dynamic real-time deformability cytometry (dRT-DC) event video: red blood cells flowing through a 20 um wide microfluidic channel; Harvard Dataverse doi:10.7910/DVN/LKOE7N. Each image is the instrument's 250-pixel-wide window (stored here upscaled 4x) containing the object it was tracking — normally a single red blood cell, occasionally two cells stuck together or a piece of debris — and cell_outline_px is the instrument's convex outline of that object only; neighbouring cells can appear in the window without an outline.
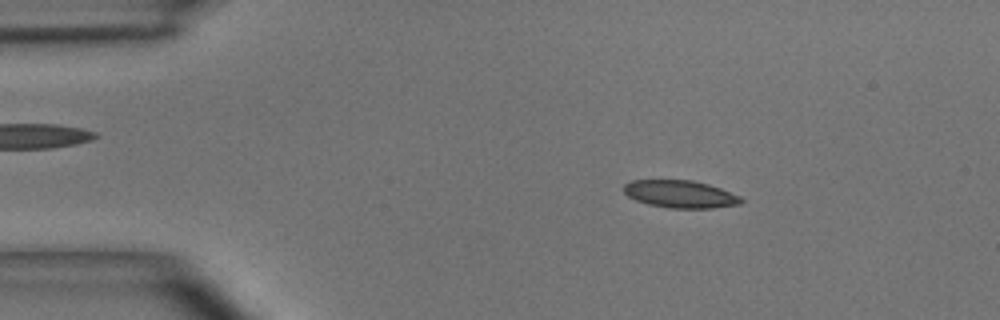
{"species": "common noctule bat (a hibernating species)", "species_latin": "Nyctalus noctula", "temperature_condition": "room temperature", "stored_images_in_passage": 42, "camera_frame_rate_fps": 3000, "um_per_image_px": 0.085, "animal": {"sex": "male", "body_mass_g": 15.6}, "frame": {"image": 1, "passage_image": 1, "time_ms": 0.0, "image_size_px": [1000, 320], "cell_outline_px": [[744, 200], [740, 204], [712, 208], [668, 208], [648, 204], [636, 200], [628, 196], [624, 192], [624, 184], [632, 180], [692, 180], [708, 184], [720, 188], [740, 196]], "centroid_in_image_um": [57.82, 16.5], "position_along_channel_um": 27.2, "area_um2": 18.79}}
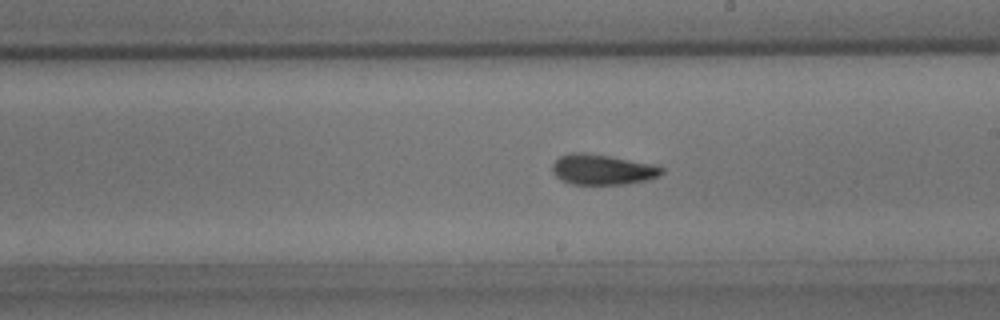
{"frame": {"image": 2, "passage_image": 21, "time_ms": 6.667, "image_size_px": [1000, 320], "cell_outline_px": [[664, 172], [656, 176], [644, 180], [624, 184], [572, 184], [560, 180], [552, 172], [552, 164], [560, 156], [568, 152], [584, 152], [656, 164], [664, 168]], "centroid_in_image_um": [51.17, 14.4], "position_along_channel_um": 237.8, "area_um2": 19.36}}
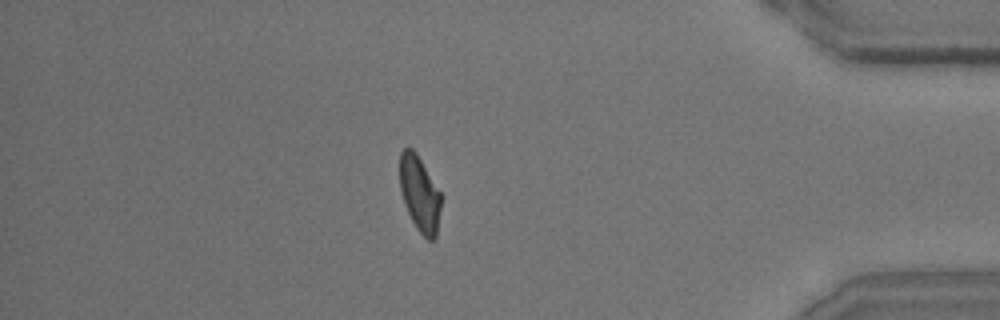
{"frame": {"image": 3, "passage_image": 36, "time_ms": 11.667, "image_size_px": [1000, 320], "cell_outline_px": [[440, 208], [436, 236], [432, 240], [428, 240], [416, 228], [404, 204], [400, 192], [400, 152], [404, 148], [412, 148], [416, 152], [440, 192]], "centroid_in_image_um": [35.65, 16.46], "position_along_channel_um": 399.6, "area_um2": 17.92}, "authors_computed_cell_mechanics": {"area_um2": 19.0451, "velocity_mm_per_s": 3.9919, "shape_relaxation_time_tau1_ms": 7.8409, "shape_relaxation_time_tau2_ms": 2.1386, "deformation_change_tau1": 0.1899, "deformation_change_tau2": 0.0835}}